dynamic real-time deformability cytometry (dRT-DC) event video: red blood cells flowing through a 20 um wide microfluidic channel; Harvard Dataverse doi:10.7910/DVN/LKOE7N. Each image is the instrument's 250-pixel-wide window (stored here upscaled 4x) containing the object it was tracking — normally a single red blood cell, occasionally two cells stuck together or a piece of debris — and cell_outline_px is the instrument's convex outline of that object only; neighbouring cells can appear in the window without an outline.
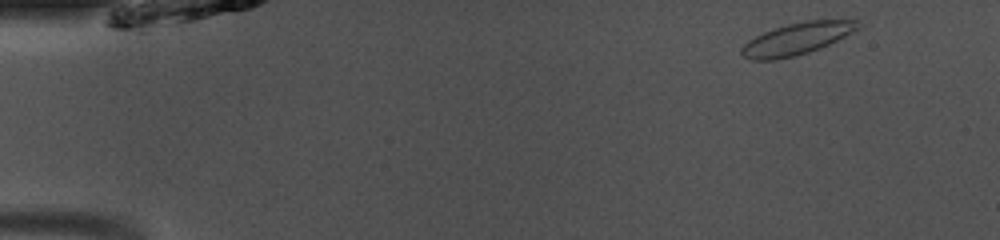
{"species": "common noctule bat (a hibernating species)", "species_latin": "Nyctalus noctula", "temperature_condition": "room temperature", "stored_images_in_passage": 42, "camera_frame_rate_fps": 3000, "um_per_image_px": 0.085, "animal": {"sex": "male", "body_mass_g": 13.0, "forearm_length_mm": 53.1}, "frame": {"image": 1, "passage_image": 2, "time_ms": 0.333, "image_size_px": [1000, 240], "cell_outline_px": [[860, 28], [820, 48], [808, 52], [776, 60], [752, 60], [740, 56], [740, 48], [748, 40], [764, 32], [788, 24], [804, 20], [856, 20]], "centroid_in_image_um": [67.67, 3.31], "position_along_channel_um": 17.3, "area_um2": 21.39}}
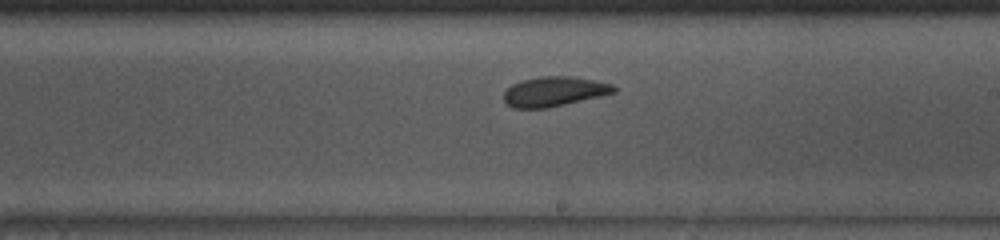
{"frame": {"image": 2, "passage_image": 26, "time_ms": 8.333, "image_size_px": [1000, 240], "cell_outline_px": [[616, 92], [548, 108], [512, 108], [504, 100], [504, 92], [512, 84], [524, 80], [544, 76], [572, 76], [612, 84], [616, 88]], "centroid_in_image_um": [47.09, 7.78], "position_along_channel_um": 241.9, "area_um2": 18.79}}
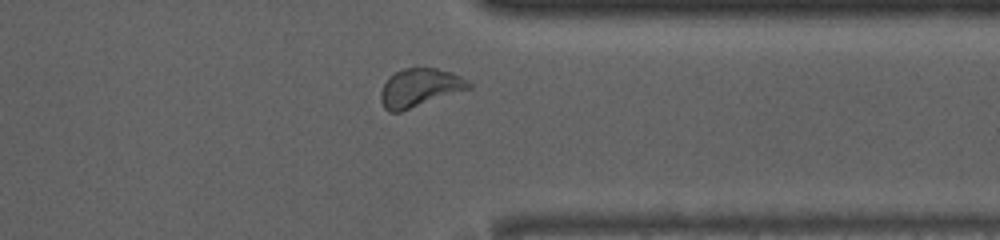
{"frame": {"image": 3, "passage_image": 36, "time_ms": 11.667, "image_size_px": [1000, 240], "cell_outline_px": [[472, 88], [400, 112], [388, 112], [384, 108], [380, 100], [380, 92], [384, 84], [396, 72], [404, 68], [436, 68], [452, 72], [468, 80], [472, 84]], "centroid_in_image_um": [35.69, 7.47], "position_along_channel_um": 375.7, "area_um2": 19.59}, "authors_computed_cell_mechanics": {"area_um2": 19.5364, "velocity_mm_per_s": 4.0687, "shape_relaxation_time_tau1_ms": 2.2912, "shape_relaxation_time_tau2_ms": 1.1746, "deformation_change_tau1": 0.105, "deformation_change_tau2": 0.0688}}